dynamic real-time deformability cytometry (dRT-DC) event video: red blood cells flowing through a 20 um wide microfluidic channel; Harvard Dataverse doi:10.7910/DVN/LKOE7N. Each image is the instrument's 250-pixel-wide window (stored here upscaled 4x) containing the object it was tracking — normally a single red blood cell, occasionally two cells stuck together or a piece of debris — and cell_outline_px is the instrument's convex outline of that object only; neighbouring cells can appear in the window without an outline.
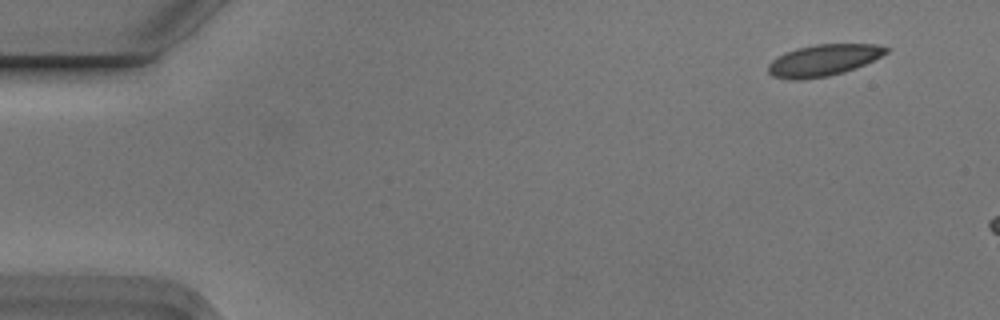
{"species": "Egyptian fruit bat (a non-hibernating species)", "species_latin": "Rousettus aegyptiacus", "temperature_condition": "cold", "stored_images_in_passage": 4, "camera_frame_rate_fps": 3000, "um_per_image_px": 0.085, "animal": {"sex": "male"}, "frame": {"image": 1, "passage_image": 2, "time_ms": 0.333, "image_size_px": [1000, 320], "cell_outline_px": [[888, 52], [856, 68], [844, 72], [828, 76], [800, 80], [788, 80], [772, 76], [768, 72], [768, 64], [776, 56], [784, 52], [796, 48], [816, 44], [876, 44], [888, 48]], "centroid_in_image_um": [69.93, 5.12], "position_along_channel_um": 15.1, "area_um2": 21.73}}